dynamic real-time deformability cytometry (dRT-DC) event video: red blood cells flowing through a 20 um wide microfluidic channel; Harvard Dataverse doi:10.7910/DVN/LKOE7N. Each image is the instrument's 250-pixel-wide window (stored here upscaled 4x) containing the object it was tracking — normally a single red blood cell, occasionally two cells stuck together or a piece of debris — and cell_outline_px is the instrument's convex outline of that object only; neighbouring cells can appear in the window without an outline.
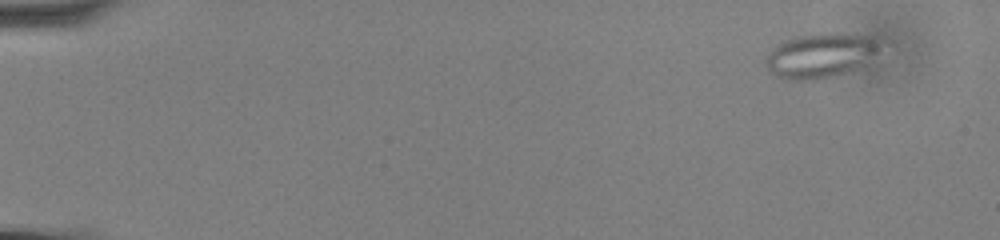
{"species": "common noctule bat (a hibernating species)", "species_latin": "Nyctalus noctula", "temperature_condition": "cold", "stored_images_in_passage": 59, "segment_of_instrument_passage": [1, 2], "camera_frame_rate_fps": 3000, "um_per_image_px": 0.085, "animal": {"sex": "male", "body_mass_g": 13.0, "forearm_length_mm": 53.1}, "frame": {"image": 1, "passage_image": 5, "time_ms": 1.333, "image_size_px": [1000, 240], "cell_outline_px": [[896, 52], [856, 68], [820, 80], [788, 80], [776, 76], [768, 72], [764, 60], [764, 56], [772, 48], [796, 36], [816, 32], [840, 32], [876, 36], [896, 40]], "centroid_in_image_um": [70.16, 4.65], "position_along_channel_um": 14.8, "area_um2": 32.95}}